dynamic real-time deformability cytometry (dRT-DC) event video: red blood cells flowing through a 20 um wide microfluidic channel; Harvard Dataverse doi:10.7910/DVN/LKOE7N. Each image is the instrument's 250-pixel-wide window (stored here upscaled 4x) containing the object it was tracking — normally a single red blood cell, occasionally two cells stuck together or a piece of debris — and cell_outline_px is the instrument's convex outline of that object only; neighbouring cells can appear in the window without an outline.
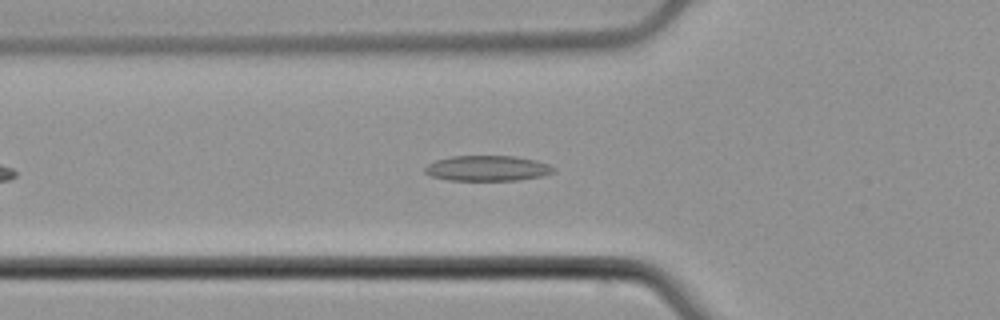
{"species": "common noctule bat (a hibernating species)", "species_latin": "Nyctalus noctula", "temperature_condition": "cold", "stored_images_in_passage": 44, "camera_frame_rate_fps": 3000, "um_per_image_px": 0.085, "animal": {"sex": "male", "body_mass_g": 21.5, "forearm_length_mm": 52.0}, "frame": {"image": 1, "passage_image": 9, "time_ms": 2.667, "image_size_px": [1000, 320], "cell_outline_px": [[556, 172], [544, 176], [516, 180], [448, 180], [432, 176], [424, 172], [424, 168], [428, 164], [436, 160], [452, 156], [512, 156], [536, 160], [548, 164], [556, 168]], "centroid_in_image_um": [41.46, 14.3], "position_along_channel_um": 84.3, "area_um2": 19.07}}
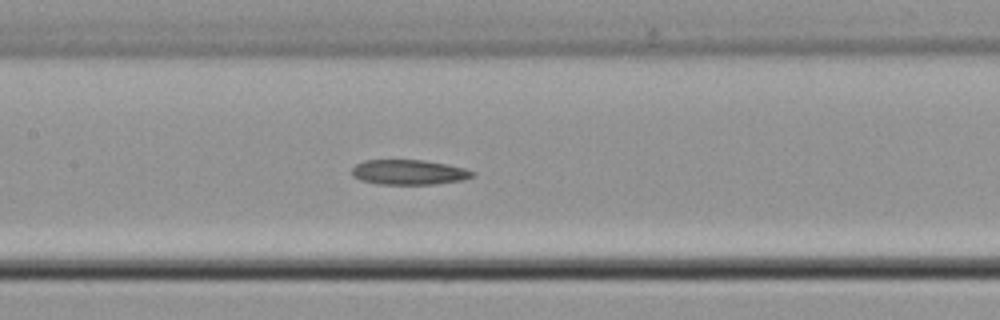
{"frame": {"image": 2, "passage_image": 16, "time_ms": 5.0, "image_size_px": [1000, 320], "cell_outline_px": [[476, 176], [464, 180], [432, 184], [380, 184], [360, 180], [352, 176], [352, 168], [356, 164], [364, 160], [424, 160], [448, 164], [464, 168], [476, 172]], "centroid_in_image_um": [34.78, 14.63], "position_along_channel_um": 172.6, "area_um2": 17.69}}
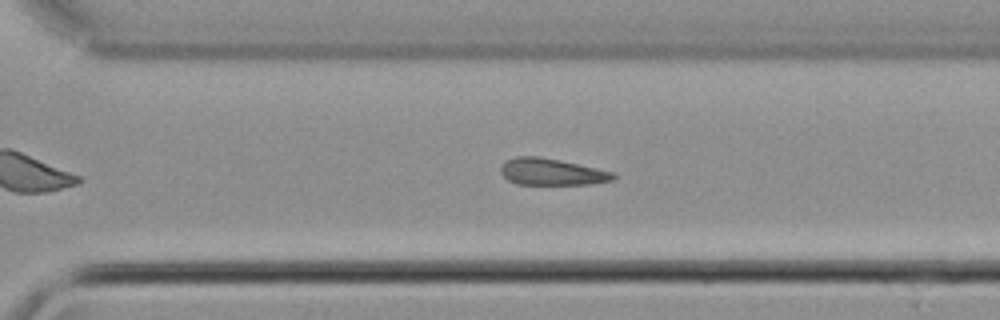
{"frame": {"image": 3, "passage_image": 28, "time_ms": 9.0, "image_size_px": [1000, 320], "cell_outline_px": [[616, 176], [612, 180], [588, 184], [516, 184], [508, 180], [500, 172], [500, 168], [504, 160], [516, 156], [540, 156], [560, 160], [616, 172]], "centroid_in_image_um": [46.87, 14.59], "position_along_channel_um": 323.7, "area_um2": 17.63}}